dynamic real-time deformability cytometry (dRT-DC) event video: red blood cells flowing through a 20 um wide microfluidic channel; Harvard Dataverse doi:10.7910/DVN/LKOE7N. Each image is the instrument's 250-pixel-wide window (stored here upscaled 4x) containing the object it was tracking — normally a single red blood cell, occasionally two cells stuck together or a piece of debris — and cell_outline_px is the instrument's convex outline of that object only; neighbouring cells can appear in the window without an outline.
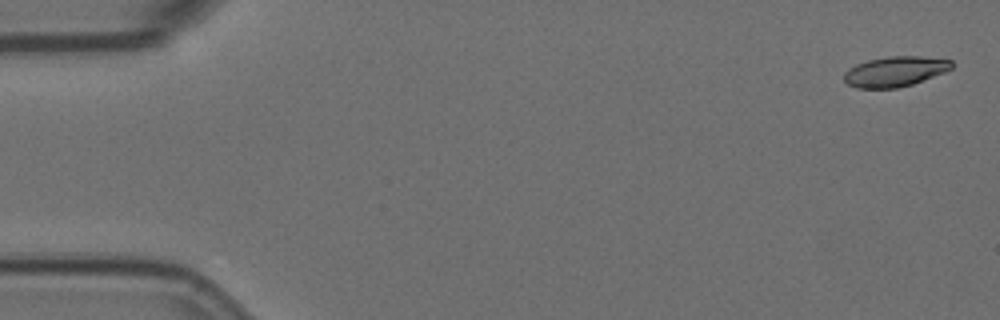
{"species": "Egyptian fruit bat (a non-hibernating species)", "species_latin": "Rousettus aegyptiacus", "temperature_condition": "room temperature", "stored_images_in_passage": 6, "camera_frame_rate_fps": 3000, "um_per_image_px": 0.085, "animal": {"sex": "female"}, "frame": {"image": 1, "passage_image": 6, "time_ms": 1.667, "image_size_px": [1000, 320], "cell_outline_px": [[952, 68], [944, 72], [912, 84], [896, 88], [856, 88], [848, 84], [844, 80], [844, 72], [848, 68], [856, 64], [868, 60], [888, 56], [920, 56], [952, 60]], "centroid_in_image_um": [76.05, 6.07], "position_along_channel_um": 9.0, "area_um2": 18.84}}